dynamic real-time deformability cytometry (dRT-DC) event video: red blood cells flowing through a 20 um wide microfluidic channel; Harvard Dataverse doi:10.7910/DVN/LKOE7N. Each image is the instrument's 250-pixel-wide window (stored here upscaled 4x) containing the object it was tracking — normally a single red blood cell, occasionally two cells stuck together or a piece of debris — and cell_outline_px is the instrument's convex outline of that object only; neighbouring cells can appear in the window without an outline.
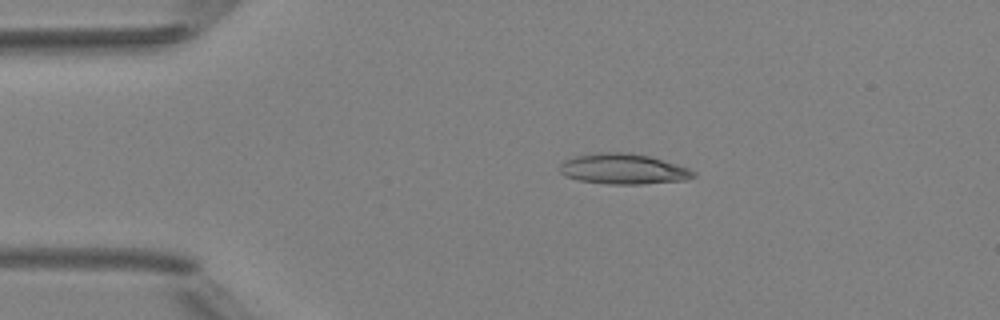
{"species": "Egyptian fruit bat (a non-hibernating species)", "species_latin": "Rousettus aegyptiacus", "temperature_condition": "room temperature", "stored_images_in_passage": 3, "camera_frame_rate_fps": 3000, "um_per_image_px": 0.085, "animal": {"sex": "female"}, "frame": {"image": 1, "passage_image": 2, "time_ms": 1.333, "image_size_px": [1000, 320], "cell_outline_px": [[696, 176], [688, 180], [640, 184], [608, 184], [580, 180], [564, 176], [560, 172], [560, 164], [564, 160], [576, 156], [596, 152], [632, 152], [652, 156], [688, 168], [696, 172]], "centroid_in_image_um": [53.0, 14.35], "position_along_channel_um": 32.0, "area_um2": 23.99}}